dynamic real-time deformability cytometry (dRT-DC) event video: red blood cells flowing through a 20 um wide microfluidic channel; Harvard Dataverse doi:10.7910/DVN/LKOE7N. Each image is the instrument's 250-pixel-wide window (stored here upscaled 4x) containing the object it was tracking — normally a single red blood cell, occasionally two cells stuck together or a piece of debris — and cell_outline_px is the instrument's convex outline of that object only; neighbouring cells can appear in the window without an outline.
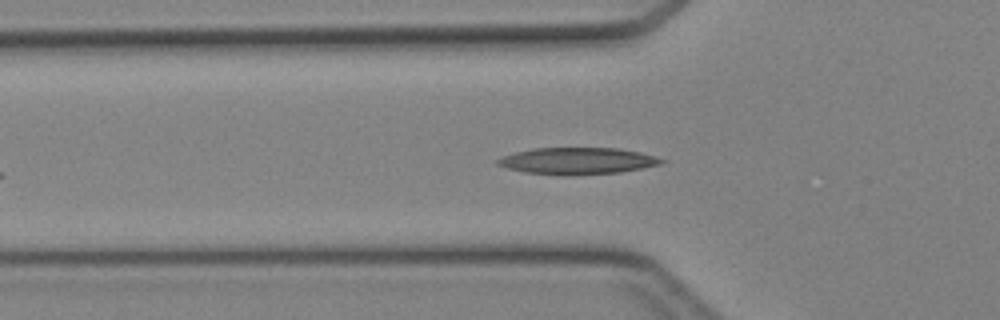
{"species": "Egyptian fruit bat (a non-hibernating species)", "species_latin": "Rousettus aegyptiacus", "temperature_condition": "cold", "stored_images_in_passage": 38, "camera_frame_rate_fps": 3000, "um_per_image_px": 0.085, "animal": {"sex": "female"}, "frame": {"image": 1, "passage_image": 10, "time_ms": 3.0, "image_size_px": [1000, 320], "cell_outline_px": [[668, 160], [664, 164], [644, 168], [620, 172], [572, 176], [560, 176], [524, 172], [508, 168], [496, 164], [496, 160], [504, 156], [516, 152], [532, 148], [616, 148], [640, 152]], "centroid_in_image_um": [49.12, 13.69], "position_along_channel_um": 76.7, "area_um2": 25.84}}
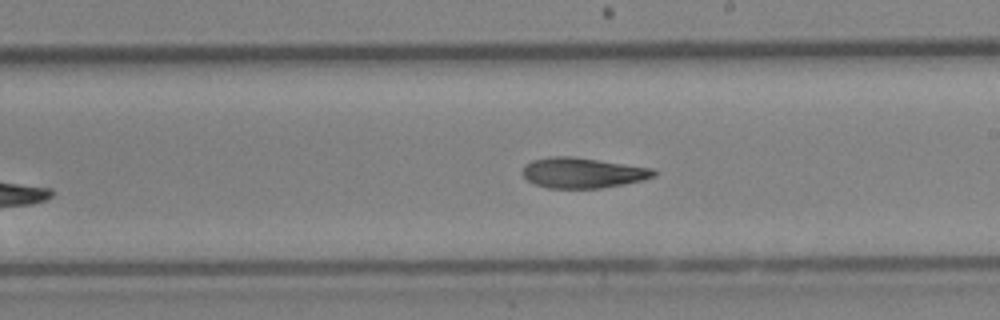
{"frame": {"image": 2, "passage_image": 21, "time_ms": 6.667, "image_size_px": [1000, 320], "cell_outline_px": [[656, 176], [644, 180], [624, 184], [600, 188], [548, 188], [536, 184], [528, 180], [520, 172], [524, 164], [532, 160], [552, 156], [572, 156], [652, 168], [656, 172]], "centroid_in_image_um": [49.51, 14.68], "position_along_channel_um": 239.5, "area_um2": 23.29}}
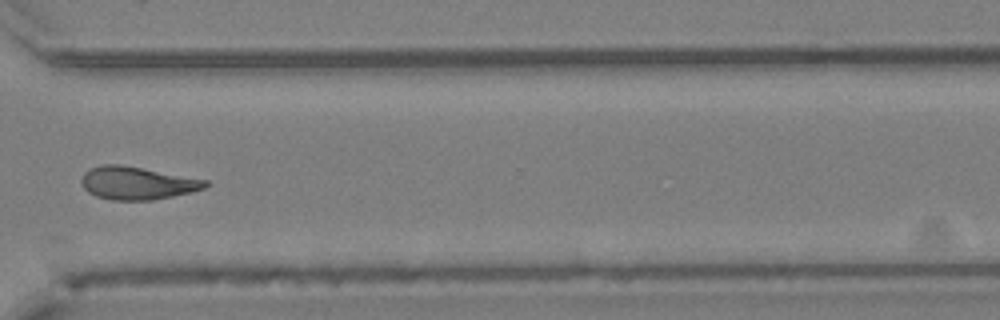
{"frame": {"image": 3, "passage_image": 29, "time_ms": 9.333, "image_size_px": [1000, 320], "cell_outline_px": [[208, 184], [204, 188], [192, 192], [172, 196], [148, 200], [112, 200], [96, 196], [88, 192], [84, 188], [80, 180], [84, 172], [88, 168], [104, 164], [120, 164], [208, 180]], "centroid_in_image_um": [11.62, 15.55], "position_along_channel_um": 359.0, "area_um2": 23.64}}